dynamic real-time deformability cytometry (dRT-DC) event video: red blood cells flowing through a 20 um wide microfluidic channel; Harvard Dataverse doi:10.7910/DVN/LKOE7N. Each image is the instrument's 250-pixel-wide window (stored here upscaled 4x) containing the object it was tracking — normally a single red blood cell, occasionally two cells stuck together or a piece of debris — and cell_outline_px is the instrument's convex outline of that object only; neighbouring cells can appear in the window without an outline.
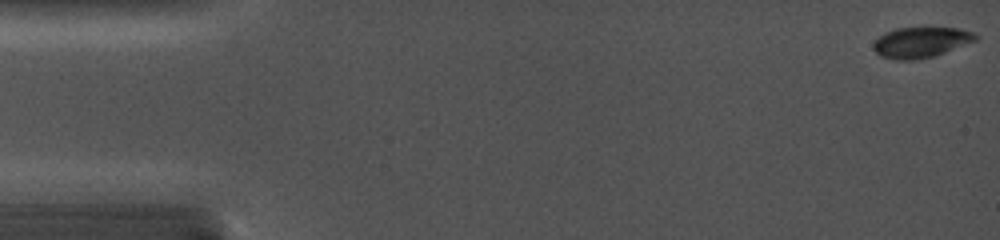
{"species": "common noctule bat (a hibernating species)", "species_latin": "Nyctalus noctula", "temperature_condition": "cold", "stored_images_in_passage": 44, "camera_frame_rate_fps": 5000, "um_per_image_px": 0.085, "animal": {"sex": "female", "body_mass_g": 19.0, "forearm_length_mm": 56.7}, "frame": {"image": 1, "passage_image": 1, "time_ms": 0.0, "image_size_px": [1000, 240], "cell_outline_px": [[980, 36], [976, 40], [936, 56], [916, 60], [896, 60], [880, 56], [872, 48], [872, 44], [884, 32], [896, 28], [960, 28], [972, 32]], "centroid_in_image_um": [78.26, 3.6], "position_along_channel_um": 6.7, "area_um2": 18.32}}
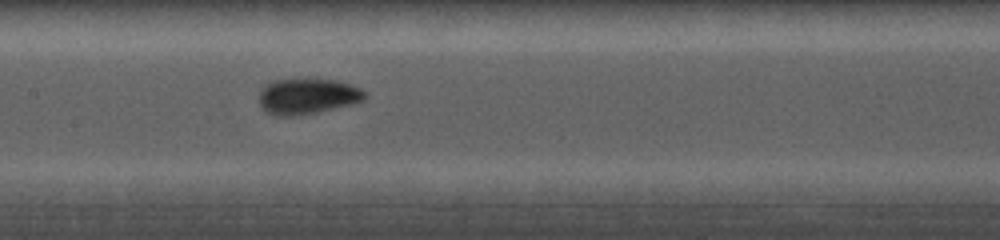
{"frame": {"image": 2, "passage_image": 20, "time_ms": 7.8, "image_size_px": [1000, 240], "cell_outline_px": [[368, 96], [364, 100], [352, 104], [316, 112], [292, 116], [276, 116], [268, 112], [260, 104], [260, 88], [264, 84], [272, 80], [336, 80], [360, 88]], "centroid_in_image_um": [26.12, 8.18], "position_along_channel_um": 181.3, "area_um2": 21.68}}
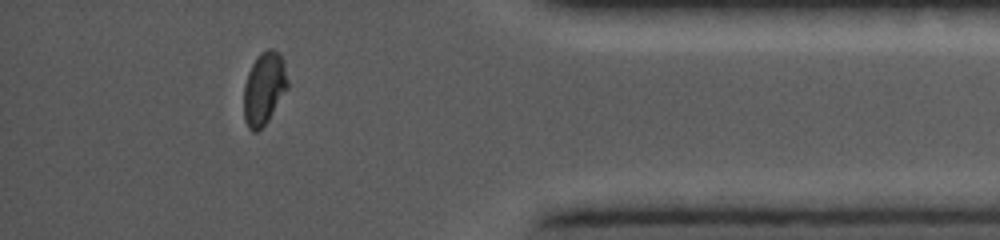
{"frame": {"image": 3, "passage_image": 38, "time_ms": 14.0, "image_size_px": [1000, 240], "cell_outline_px": [[288, 88], [268, 120], [256, 132], [252, 132], [248, 128], [244, 120], [244, 84], [248, 72], [256, 56], [260, 52], [268, 48], [272, 48], [280, 52], [284, 60], [288, 80]], "centroid_in_image_um": [22.45, 7.47], "position_along_channel_um": 412.7, "area_um2": 18.79}}